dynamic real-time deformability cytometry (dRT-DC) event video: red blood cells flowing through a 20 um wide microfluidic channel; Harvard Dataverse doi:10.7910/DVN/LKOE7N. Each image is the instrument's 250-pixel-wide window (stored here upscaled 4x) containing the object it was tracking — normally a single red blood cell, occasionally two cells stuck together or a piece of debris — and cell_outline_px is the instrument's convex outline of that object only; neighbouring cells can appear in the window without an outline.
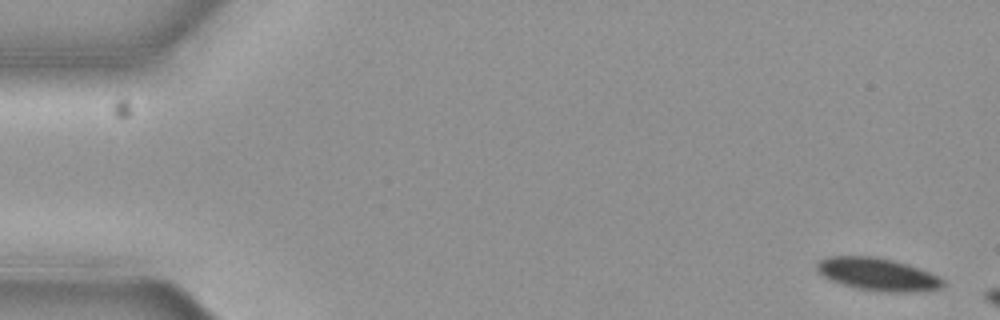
{"species": "common noctule bat (a hibernating species)", "species_latin": "Nyctalus noctula", "temperature_condition": "cold", "stored_images_in_passage": 3, "camera_frame_rate_fps": 3000, "um_per_image_px": 0.085, "animal": {"sex": "female", "body_mass_g": 19.3, "forearm_length_mm": 54.1}, "frame": {"image": 1, "passage_image": 1, "time_ms": 0.0, "image_size_px": [1000, 320], "cell_outline_px": [[944, 284], [940, 288], [924, 292], [880, 292], [856, 288], [828, 280], [816, 272], [816, 264], [820, 260], [828, 256], [872, 256], [892, 260], [908, 264], [928, 272], [944, 280]], "centroid_in_image_um": [74.56, 23.33], "position_along_channel_um": 10.4, "area_um2": 24.22}}